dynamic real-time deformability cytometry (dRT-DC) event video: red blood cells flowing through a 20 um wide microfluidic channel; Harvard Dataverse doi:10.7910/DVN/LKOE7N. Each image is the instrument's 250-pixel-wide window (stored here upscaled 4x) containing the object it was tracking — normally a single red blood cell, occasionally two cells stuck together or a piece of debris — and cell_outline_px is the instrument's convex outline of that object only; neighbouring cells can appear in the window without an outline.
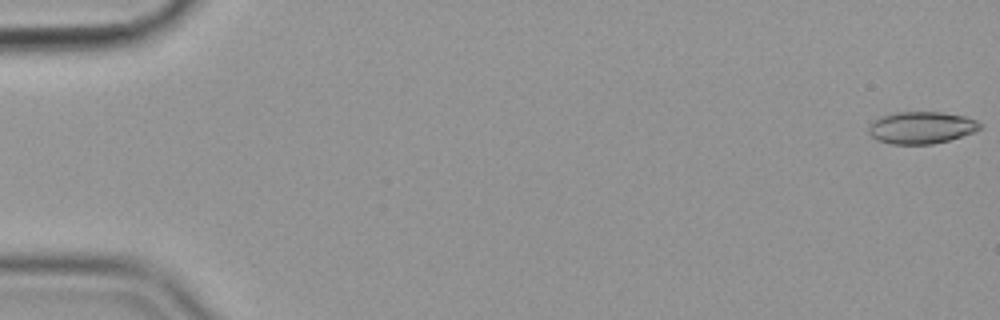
{"species": "common noctule bat (a hibernating species)", "species_latin": "Nyctalus noctula", "temperature_condition": "cold", "stored_images_in_passage": 57, "camera_frame_rate_fps": 3000, "um_per_image_px": 0.085, "animal": {"sex": "female", "body_mass_g": 19.9}, "frame": {"image": 1, "passage_image": 1, "time_ms": 0.0, "image_size_px": [1000, 320], "cell_outline_px": [[980, 128], [976, 132], [948, 140], [932, 144], [892, 144], [876, 140], [868, 132], [868, 128], [872, 120], [880, 116], [896, 112], [940, 112], [964, 116], [976, 120], [980, 124]], "centroid_in_image_um": [78.28, 10.85], "position_along_channel_um": 6.7, "area_um2": 20.87}}
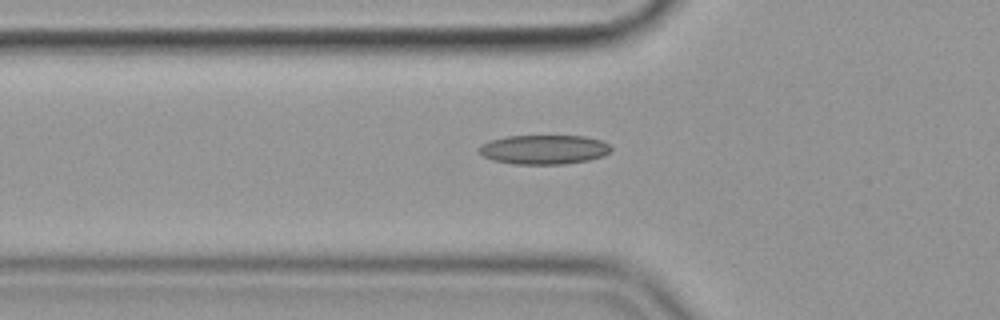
{"frame": {"image": 2, "passage_image": 20, "time_ms": 6.333, "image_size_px": [1000, 320], "cell_outline_px": [[612, 148], [604, 156], [588, 160], [564, 164], [512, 164], [492, 160], [484, 156], [476, 148], [480, 144], [492, 140], [508, 136], [584, 136], [600, 140], [608, 144]], "centroid_in_image_um": [46.21, 12.71], "position_along_channel_um": 79.6, "area_um2": 22.54}}
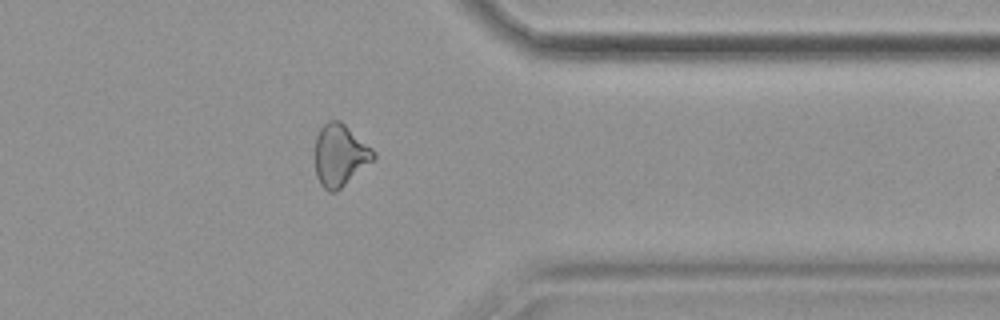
{"frame": {"image": 3, "passage_image": 46, "time_ms": 15.0, "image_size_px": [1000, 320], "cell_outline_px": [[376, 160], [336, 192], [328, 192], [320, 184], [316, 176], [312, 156], [312, 152], [316, 136], [320, 128], [328, 120], [340, 120], [372, 148], [376, 152]], "centroid_in_image_um": [28.87, 13.21], "position_along_channel_um": 382.5, "area_um2": 21.96}, "authors_computed_cell_mechanics": {"area_um2": 21.0392, "velocity_mm_per_s": 3.5819, "shape_relaxation_time_tau1_ms": 9.0034, "shape_relaxation_time_tau2_ms": 6.338, "deformation_change_tau1": 0.1682, "deformation_change_tau2": 0.1445}}